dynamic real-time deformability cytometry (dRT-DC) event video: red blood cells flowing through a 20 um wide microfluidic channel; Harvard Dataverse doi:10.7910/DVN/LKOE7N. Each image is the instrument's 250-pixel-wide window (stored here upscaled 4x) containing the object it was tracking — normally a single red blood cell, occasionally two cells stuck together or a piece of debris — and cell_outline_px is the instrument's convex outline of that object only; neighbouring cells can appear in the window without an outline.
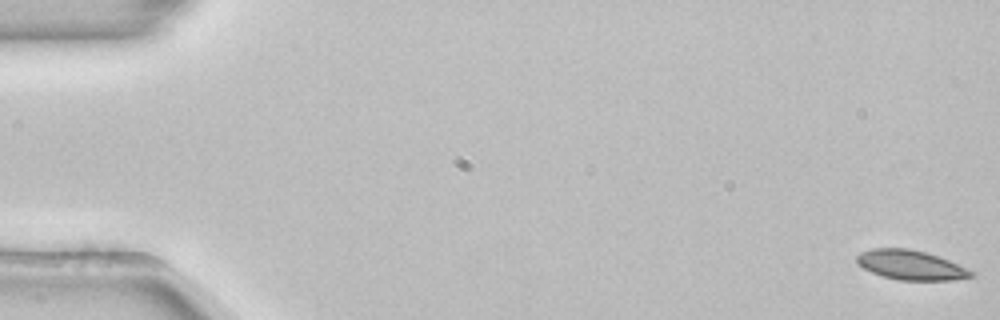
{"species": "common noctule bat (a hibernating species)", "species_latin": "Nyctalus noctula", "temperature_condition": "room temperature", "stored_images_in_passage": 54, "camera_frame_rate_fps": 3000, "um_per_image_px": 0.085, "animal": {"sex": "female", "body_mass_g": 22.7, "forearm_length_mm": 54.2}, "frame": {"image": 1, "passage_image": 1, "time_ms": 0.0, "image_size_px": [1000, 320], "cell_outline_px": [[976, 276], [952, 280], [896, 280], [872, 272], [864, 268], [856, 260], [856, 256], [860, 252], [872, 248], [908, 248], [928, 252], [948, 260], [976, 272]], "centroid_in_image_um": [77.45, 22.52], "position_along_channel_um": 7.6, "area_um2": 19.77}}
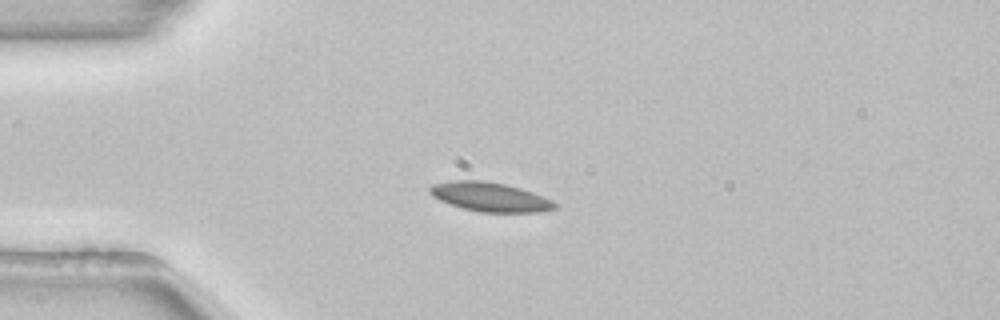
{"frame": {"image": 2, "passage_image": 14, "time_ms": 4.333, "image_size_px": [1000, 320], "cell_outline_px": [[560, 208], [540, 212], [480, 212], [464, 208], [440, 200], [432, 196], [428, 192], [428, 188], [432, 184], [448, 180], [484, 180], [504, 184], [520, 188], [532, 192], [552, 200], [560, 204]], "centroid_in_image_um": [41.67, 16.73], "position_along_channel_um": 43.3, "area_um2": 21.44}}
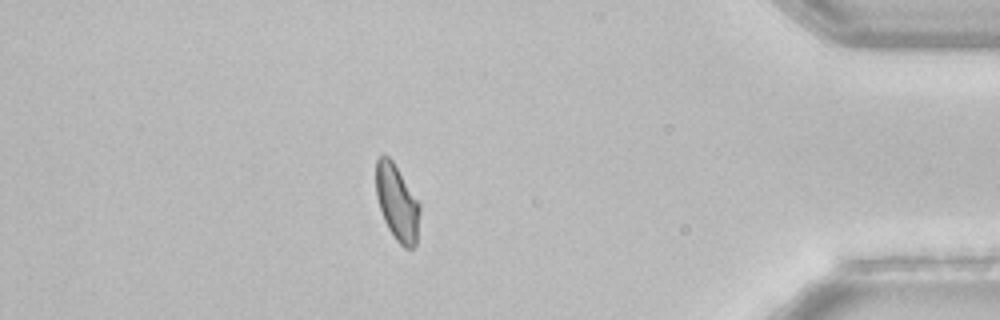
{"frame": {"image": 3, "passage_image": 47, "time_ms": 15.333, "image_size_px": [1000, 320], "cell_outline_px": [[420, 212], [416, 244], [412, 248], [404, 248], [396, 240], [388, 228], [384, 220], [376, 196], [376, 160], [380, 156], [388, 156], [392, 160], [420, 204]], "centroid_in_image_um": [33.75, 17.24], "position_along_channel_um": 401.4, "area_um2": 19.19}, "authors_computed_cell_mechanics": {"area_um2": 20.0855, "velocity_mm_per_s": 3.8577, "shape_relaxation_time_tau1_ms": 4.8267, "shape_relaxation_time_tau2_ms": 3.8376, "deformation_change_tau1": 0.1045, "deformation_change_tau2": 0.0517}}